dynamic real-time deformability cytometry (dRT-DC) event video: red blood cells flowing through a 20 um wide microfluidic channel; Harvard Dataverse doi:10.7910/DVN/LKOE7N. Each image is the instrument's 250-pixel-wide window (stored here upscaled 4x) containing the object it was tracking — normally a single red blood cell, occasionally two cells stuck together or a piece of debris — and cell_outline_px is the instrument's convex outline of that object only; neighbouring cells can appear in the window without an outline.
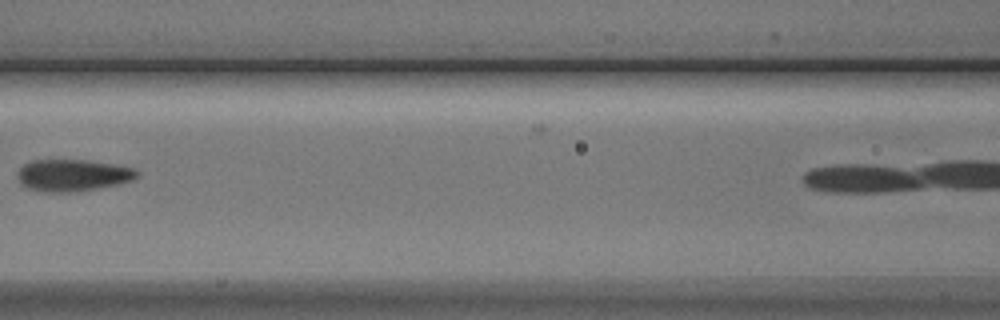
{"species": "Egyptian fruit bat (a non-hibernating species)", "species_latin": "Rousettus aegyptiacus", "temperature_condition": "cold", "stored_images_in_passage": 5, "camera_frame_rate_fps": 3000, "um_per_image_px": 0.085, "animal": {"sex": "male"}, "frame": {"image": 1, "passage_image": 3, "time_ms": 2.333, "image_size_px": [1000, 320], "cell_outline_px": [[140, 176], [132, 180], [116, 184], [68, 192], [48, 192], [28, 188], [20, 184], [16, 176], [16, 172], [24, 164], [32, 160], [88, 160], [112, 164], [132, 168], [140, 172]], "centroid_in_image_um": [6.14, 14.88], "position_along_channel_um": 160.5, "area_um2": 21.96}}
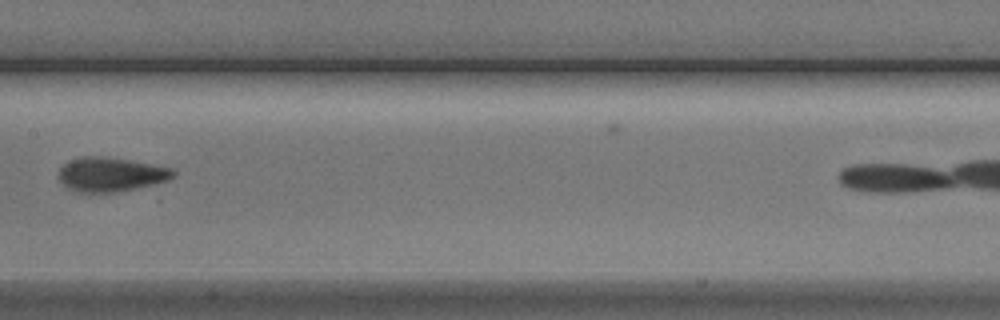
{"frame": {"image": 2, "passage_image": 4, "time_ms": 3.333, "image_size_px": [1000, 320], "cell_outline_px": [[176, 176], [168, 180], [156, 184], [116, 192], [76, 192], [68, 188], [60, 180], [60, 168], [68, 160], [84, 156], [104, 156], [128, 160], [172, 168], [176, 172]], "centroid_in_image_um": [9.44, 14.82], "position_along_channel_um": 198.0, "area_um2": 22.77}}